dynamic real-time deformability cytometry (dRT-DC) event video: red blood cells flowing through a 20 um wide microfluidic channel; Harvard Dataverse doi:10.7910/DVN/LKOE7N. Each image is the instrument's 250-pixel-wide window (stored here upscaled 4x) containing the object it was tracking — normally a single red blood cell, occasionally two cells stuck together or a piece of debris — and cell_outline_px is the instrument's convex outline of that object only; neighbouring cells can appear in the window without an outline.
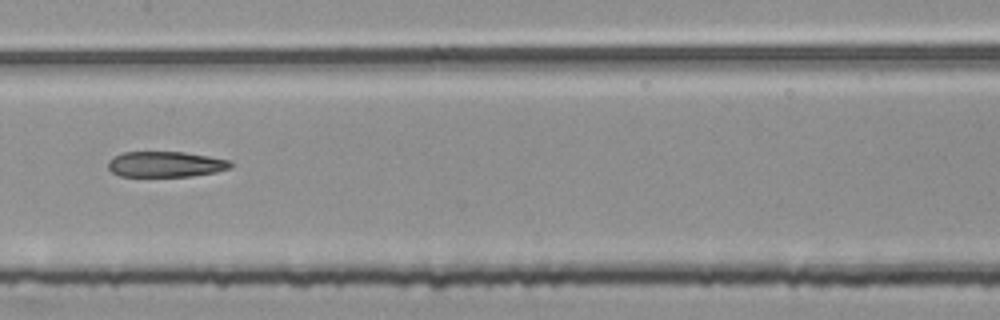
{"species": "common noctule bat (a hibernating species)", "species_latin": "Nyctalus noctula", "temperature_condition": "room temperature", "stored_images_in_passage": 54, "segment_of_instrument_passage": [2, 2], "camera_frame_rate_fps": 3000, "um_per_image_px": 0.085, "animal": {"sex": "female", "body_mass_g": 25.1}, "frame": {"image": 1, "passage_image": 27, "time_ms": 8.667, "image_size_px": [1000, 320], "cell_outline_px": [[232, 168], [216, 172], [192, 176], [120, 176], [112, 172], [108, 168], [108, 160], [112, 156], [120, 152], [184, 152], [232, 160]], "centroid_in_image_um": [14.08, 13.95], "position_along_channel_um": 193.3, "area_um2": 18.5}}
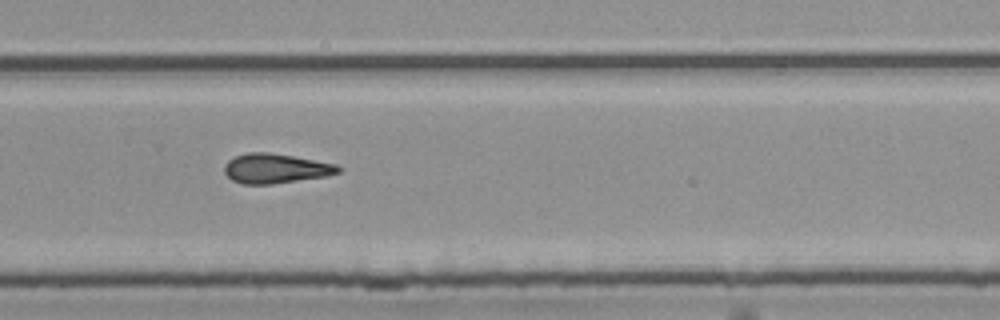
{"frame": {"image": 2, "passage_image": 36, "time_ms": 11.667, "image_size_px": [1000, 320], "cell_outline_px": [[344, 168], [340, 172], [328, 176], [272, 184], [240, 184], [232, 180], [224, 172], [224, 164], [228, 160], [236, 156], [248, 152], [268, 152], [292, 156], [336, 164]], "centroid_in_image_um": [23.43, 14.32], "position_along_channel_um": 306.4, "area_um2": 19.77}}
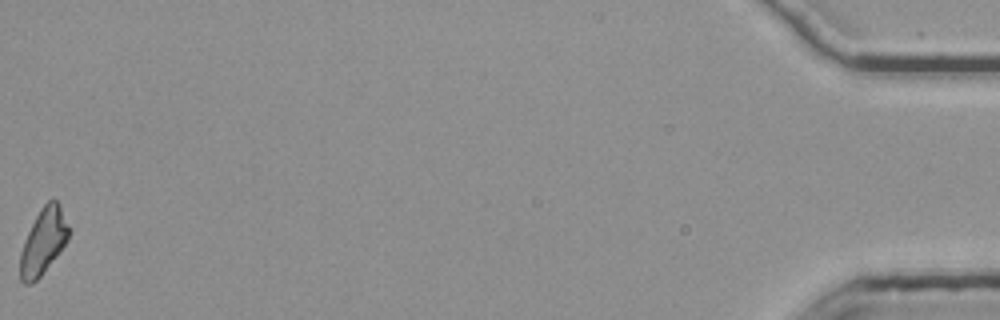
{"frame": {"image": 3, "passage_image": 54, "time_ms": 17.667, "image_size_px": [1000, 320], "cell_outline_px": [[68, 240], [56, 256], [40, 276], [32, 284], [24, 284], [20, 280], [20, 252], [24, 240], [40, 208], [48, 200], [56, 200], [60, 208], [68, 228]], "centroid_in_image_um": [3.64, 20.56], "position_along_channel_um": 431.6, "area_um2": 18.15}}